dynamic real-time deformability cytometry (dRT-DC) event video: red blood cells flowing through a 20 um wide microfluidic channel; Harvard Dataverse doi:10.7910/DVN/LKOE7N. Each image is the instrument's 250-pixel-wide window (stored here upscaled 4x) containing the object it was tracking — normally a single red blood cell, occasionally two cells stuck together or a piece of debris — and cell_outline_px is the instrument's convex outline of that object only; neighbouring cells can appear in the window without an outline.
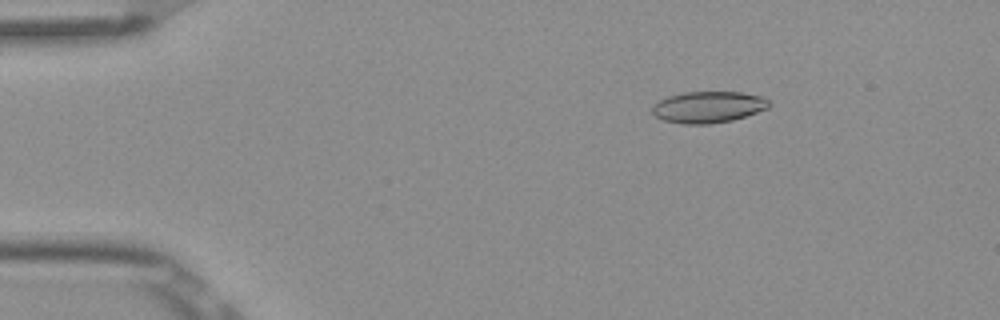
{"species": "Egyptian fruit bat (a non-hibernating species)", "species_latin": "Rousettus aegyptiacus", "temperature_condition": "room temperature", "stored_images_in_passage": 5, "camera_frame_rate_fps": 3000, "um_per_image_px": 0.085, "frame": {"image": 1, "passage_image": 3, "time_ms": 0.667, "image_size_px": [1000, 320], "cell_outline_px": [[772, 104], [768, 108], [732, 120], [708, 124], [684, 124], [664, 120], [656, 116], [652, 112], [652, 104], [668, 96], [684, 92], [740, 92], [764, 96]], "centroid_in_image_um": [60.21, 9.09], "position_along_channel_um": 24.8, "area_um2": 21.39}}